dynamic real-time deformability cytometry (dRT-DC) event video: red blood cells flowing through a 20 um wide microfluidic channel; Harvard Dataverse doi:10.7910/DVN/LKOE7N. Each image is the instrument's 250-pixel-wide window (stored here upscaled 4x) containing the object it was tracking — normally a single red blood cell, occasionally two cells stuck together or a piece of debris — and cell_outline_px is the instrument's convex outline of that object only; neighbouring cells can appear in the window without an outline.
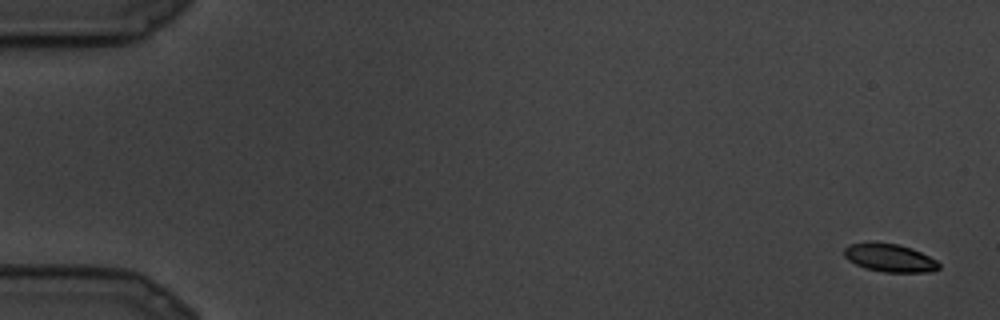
{"species": "common noctule bat (a hibernating species)", "species_latin": "Nyctalus noctula", "temperature_condition": "cold", "stored_images_in_passage": 6, "camera_frame_rate_fps": 3000, "um_per_image_px": 0.085, "animal": {"sex": "male", "body_mass_g": 19.5, "forearm_length_mm": 54.6}, "frame": {"image": 1, "passage_image": 1, "time_ms": 0.0, "image_size_px": [1000, 320], "cell_outline_px": [[940, 268], [932, 272], [884, 272], [864, 268], [848, 260], [844, 256], [844, 248], [848, 244], [868, 240], [872, 240], [896, 244], [912, 248], [936, 260], [940, 264]], "centroid_in_image_um": [75.58, 21.89], "position_along_channel_um": 9.4, "area_um2": 15.9}}